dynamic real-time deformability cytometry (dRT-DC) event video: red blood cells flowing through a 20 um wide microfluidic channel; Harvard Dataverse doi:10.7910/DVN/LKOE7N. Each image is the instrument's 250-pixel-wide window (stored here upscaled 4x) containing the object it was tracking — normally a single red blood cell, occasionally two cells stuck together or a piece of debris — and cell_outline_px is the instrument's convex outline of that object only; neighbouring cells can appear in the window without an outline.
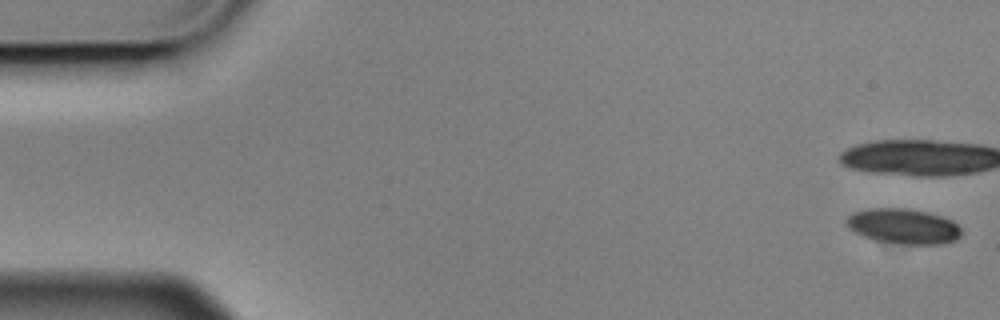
{"species": "Egyptian fruit bat (a non-hibernating species)", "species_latin": "Rousettus aegyptiacus", "temperature_condition": "cold", "stored_images_in_passage": 6, "camera_frame_rate_fps": 3000, "um_per_image_px": 0.085, "animal": {"sex": "male"}, "frame": {"image": 1, "passage_image": 1, "time_ms": 0.0, "image_size_px": [1000, 320], "cell_outline_px": [[960, 236], [956, 240], [944, 244], [908, 244], [876, 240], [864, 236], [856, 232], [848, 224], [848, 216], [856, 212], [876, 208], [900, 208], [924, 212], [940, 216], [952, 220], [960, 228]], "centroid_in_image_um": [76.85, 19.24], "position_along_channel_um": 8.1, "area_um2": 22.83}}
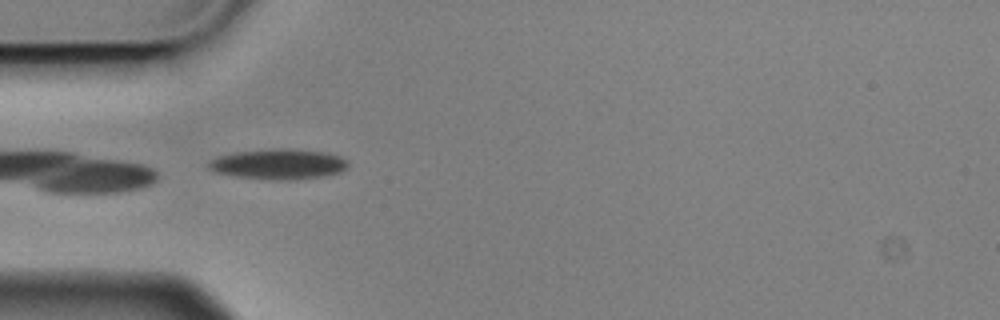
{"frame": {"image": 2, "passage_image": 5, "time_ms": 1.333, "image_size_px": [1000, 320], "cell_outline_px": [[348, 168], [340, 172], [324, 176], [288, 180], [280, 180], [236, 176], [216, 172], [208, 168], [208, 160], [216, 156], [232, 152], [276, 148], [288, 148], [324, 152], [340, 156], [348, 160]], "centroid_in_image_um": [23.66, 13.93], "position_along_channel_um": 61.3, "area_um2": 24.8}}